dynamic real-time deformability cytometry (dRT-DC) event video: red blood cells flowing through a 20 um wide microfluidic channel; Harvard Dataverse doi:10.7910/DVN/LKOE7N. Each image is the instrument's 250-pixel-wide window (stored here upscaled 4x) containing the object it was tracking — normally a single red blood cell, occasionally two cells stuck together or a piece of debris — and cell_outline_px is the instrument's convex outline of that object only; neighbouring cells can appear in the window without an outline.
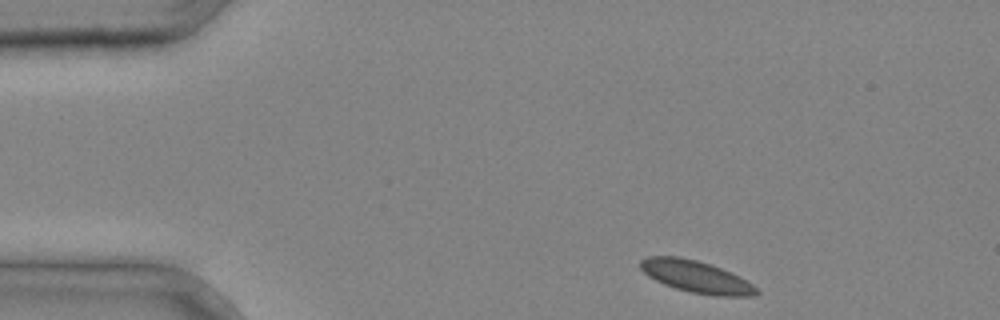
{"species": "common noctule bat (a hibernating species)", "species_latin": "Nyctalus noctula", "temperature_condition": "cold", "stored_images_in_passage": 33, "camera_frame_rate_fps": 3000, "um_per_image_px": 0.085, "animal": {"sex": "male", "body_mass_g": 20.4}, "frame": {"image": 1, "passage_image": 1, "time_ms": 0.0, "image_size_px": [1000, 320], "cell_outline_px": [[760, 292], [756, 296], [716, 296], [688, 292], [664, 284], [648, 276], [640, 268], [640, 260], [648, 256], [680, 256], [696, 260], [720, 268], [752, 284]], "centroid_in_image_um": [59.14, 23.52], "position_along_channel_um": 25.9, "area_um2": 21.39}}
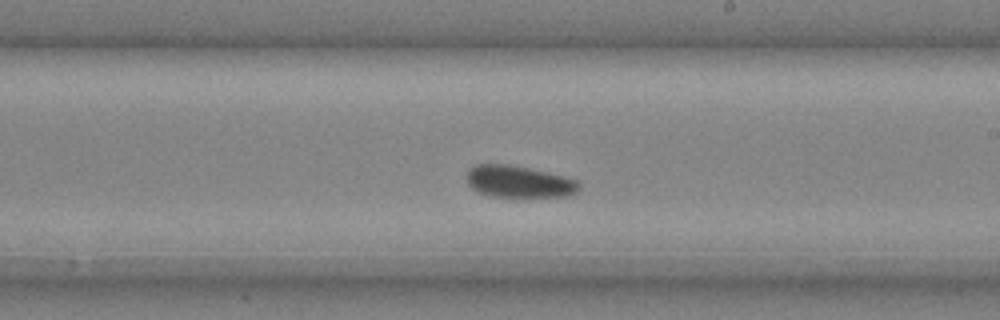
{"frame": {"image": 2, "passage_image": 18, "time_ms": 5.667, "image_size_px": [1000, 320], "cell_outline_px": [[580, 188], [576, 192], [568, 196], [524, 200], [492, 196], [480, 192], [472, 188], [468, 184], [464, 176], [468, 168], [476, 164], [508, 164], [528, 168], [564, 176], [576, 180], [580, 184]], "centroid_in_image_um": [44.1, 15.49], "position_along_channel_um": 244.9, "area_um2": 21.91}}
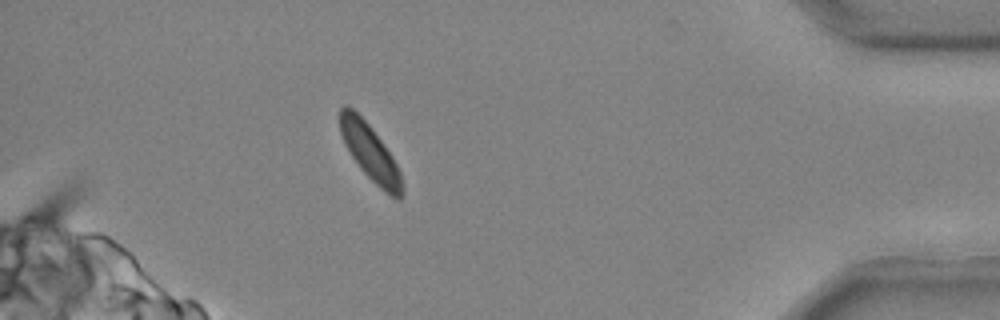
{"frame": {"image": 3, "passage_image": 30, "time_ms": 9.667, "image_size_px": [1000, 320], "cell_outline_px": [[404, 196], [400, 200], [396, 200], [384, 192], [360, 168], [352, 156], [340, 132], [340, 108], [344, 104], [348, 104], [368, 124], [392, 156], [400, 172], [404, 184]], "centroid_in_image_um": [31.51, 13.02], "position_along_channel_um": 403.7, "area_um2": 20.11}}